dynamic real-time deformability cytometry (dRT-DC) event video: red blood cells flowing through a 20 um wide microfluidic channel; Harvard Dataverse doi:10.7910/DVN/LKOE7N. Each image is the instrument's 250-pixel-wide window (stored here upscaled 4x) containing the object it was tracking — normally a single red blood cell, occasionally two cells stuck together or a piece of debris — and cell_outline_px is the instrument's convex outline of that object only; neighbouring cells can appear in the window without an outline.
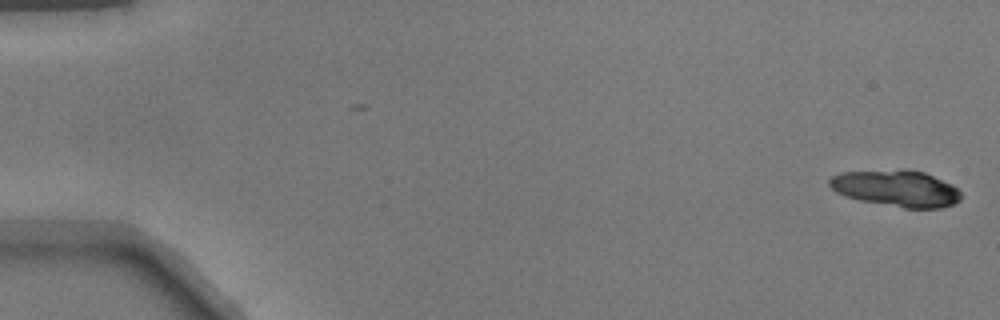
{"species": "common noctule bat (a hibernating species)", "species_latin": "Nyctalus noctula", "temperature_condition": "warm", "stored_images_in_passage": 7, "camera_frame_rate_fps": 3000, "um_per_image_px": 0.085, "animal": {"sex": "male", "body_mass_g": 17.9}, "frame": {"image": 1, "passage_image": 1, "time_ms": 0.0, "image_size_px": [1000, 320], "cell_outline_px": [[960, 200], [952, 204], [940, 208], [904, 208], [860, 200], [844, 196], [836, 192], [828, 184], [828, 180], [832, 176], [840, 172], [900, 168], [904, 168], [924, 172], [952, 184], [960, 192]], "centroid_in_image_um": [76.15, 15.99], "position_along_channel_um": 8.8, "area_um2": 28.26}}